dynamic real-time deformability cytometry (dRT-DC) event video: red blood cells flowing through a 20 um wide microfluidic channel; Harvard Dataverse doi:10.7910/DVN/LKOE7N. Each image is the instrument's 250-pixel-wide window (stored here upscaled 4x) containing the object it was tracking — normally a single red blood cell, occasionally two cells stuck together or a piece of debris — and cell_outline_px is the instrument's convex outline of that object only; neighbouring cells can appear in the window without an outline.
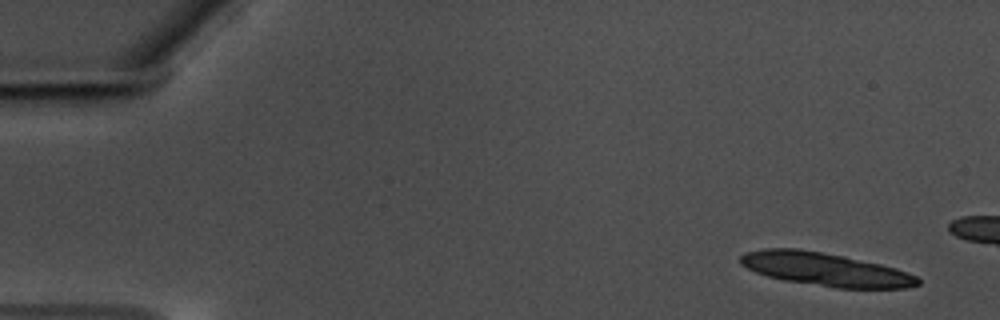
{"species": "common noctule bat (a hibernating species)", "species_latin": "Nyctalus noctula", "temperature_condition": "warm", "stored_images_in_passage": 13, "camera_frame_rate_fps": 3000, "um_per_image_px": 0.085, "animal": {"sex": "male", "body_mass_g": 17.5, "forearm_length_mm": 52.3}, "frame": {"image": 1, "passage_image": 1, "time_ms": 0.0, "image_size_px": [1000, 320], "cell_outline_px": [[920, 284], [904, 288], [836, 288], [784, 280], [768, 276], [756, 272], [740, 264], [740, 256], [744, 252], [764, 248], [796, 248], [844, 256], [880, 264], [896, 268], [916, 276], [920, 280]], "centroid_in_image_um": [70.13, 22.89], "position_along_channel_um": 14.9, "area_um2": 34.22}}